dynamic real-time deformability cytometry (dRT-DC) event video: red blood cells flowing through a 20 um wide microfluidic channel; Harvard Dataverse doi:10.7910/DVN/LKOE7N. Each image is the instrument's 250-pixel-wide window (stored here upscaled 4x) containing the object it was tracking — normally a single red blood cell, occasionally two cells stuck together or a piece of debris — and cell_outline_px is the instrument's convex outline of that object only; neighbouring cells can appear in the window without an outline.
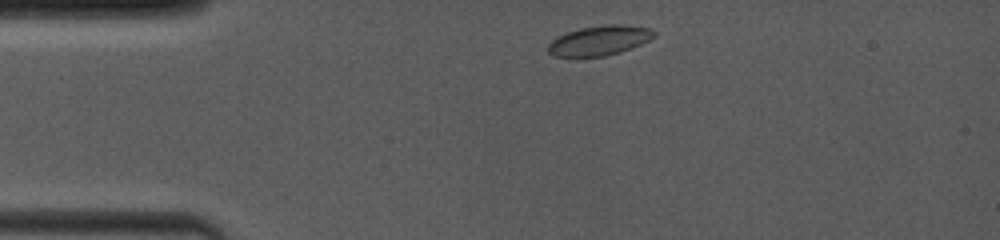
{"species": "common noctule bat (a hibernating species)", "species_latin": "Nyctalus noctula", "temperature_condition": "room temperature", "stored_images_in_passage": 48, "camera_frame_rate_fps": 4000, "um_per_image_px": 0.085, "animal": {"sex": "female", "body_mass_g": 19.0, "forearm_length_mm": 53.3}, "frame": {"image": 1, "passage_image": 2, "time_ms": 0.5, "image_size_px": [1000, 240], "cell_outline_px": [[656, 36], [632, 48], [620, 52], [604, 56], [552, 56], [548, 52], [548, 44], [556, 36], [580, 28], [608, 24], [620, 24], [652, 28], [656, 32]], "centroid_in_image_um": [50.96, 3.43], "position_along_channel_um": 34.0, "area_um2": 18.38}}
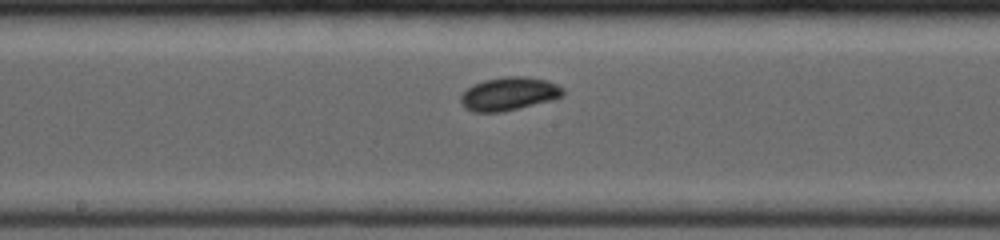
{"frame": {"image": 2, "passage_image": 21, "time_ms": 5.75, "image_size_px": [1000, 240], "cell_outline_px": [[564, 96], [552, 100], [504, 112], [472, 112], [464, 108], [460, 104], [460, 96], [472, 84], [484, 80], [508, 76], [520, 76], [548, 80], [564, 88]], "centroid_in_image_um": [43.25, 7.98], "position_along_channel_um": 204.9, "area_um2": 20.06}}
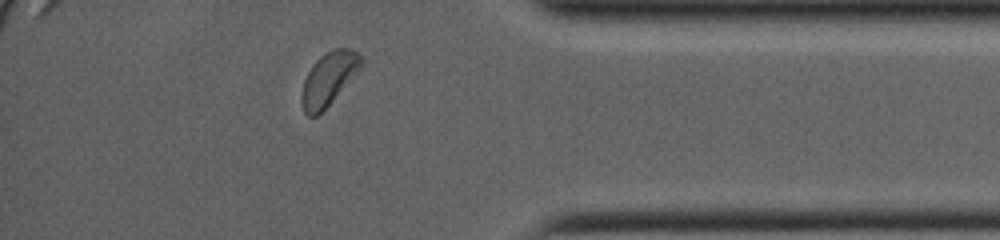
{"frame": {"image": 3, "passage_image": 40, "time_ms": 11.0, "image_size_px": [1000, 240], "cell_outline_px": [[364, 64], [332, 100], [316, 116], [308, 116], [304, 112], [300, 100], [300, 96], [304, 80], [312, 64], [320, 56], [336, 48], [348, 48], [356, 52], [364, 60]], "centroid_in_image_um": [27.91, 6.68], "position_along_channel_um": 407.3, "area_um2": 18.03}, "authors_computed_cell_mechanics": {"area_um2": 18.3804, "velocity_mm_per_s": 4.0521, "shape_relaxation_time_tau1_ms": 1.792, "shape_relaxation_time_tau2_ms": 6.1212, "deformation_change_tau1": 0.0493, "deformation_change_tau2": 0.0543}}